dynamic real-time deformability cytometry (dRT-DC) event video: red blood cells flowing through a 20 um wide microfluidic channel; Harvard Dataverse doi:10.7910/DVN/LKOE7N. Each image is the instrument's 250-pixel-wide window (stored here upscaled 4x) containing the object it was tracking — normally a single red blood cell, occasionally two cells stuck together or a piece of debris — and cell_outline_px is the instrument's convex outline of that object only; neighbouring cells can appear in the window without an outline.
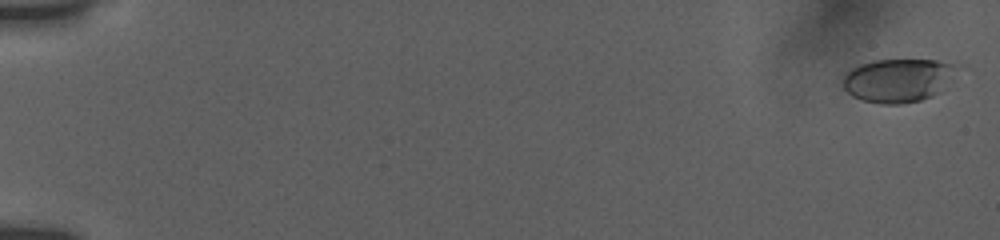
{"species": "human", "species_latin": "Homo sapiens", "temperature_condition": "room temperature", "stored_images_in_passage": 39, "camera_frame_rate_fps": 3000, "um_per_image_px": 0.085, "donor": {"sex": "female"}, "frame": {"image": 1, "passage_image": 1, "time_ms": 0.0, "image_size_px": [1000, 240], "cell_outline_px": [[956, 64], [940, 92], [932, 96], [920, 100], [900, 104], [880, 104], [864, 100], [852, 96], [844, 88], [844, 76], [852, 68], [860, 64], [872, 60], [936, 60]], "centroid_in_image_um": [76.27, 6.83], "position_along_channel_um": 8.7, "area_um2": 28.26}}
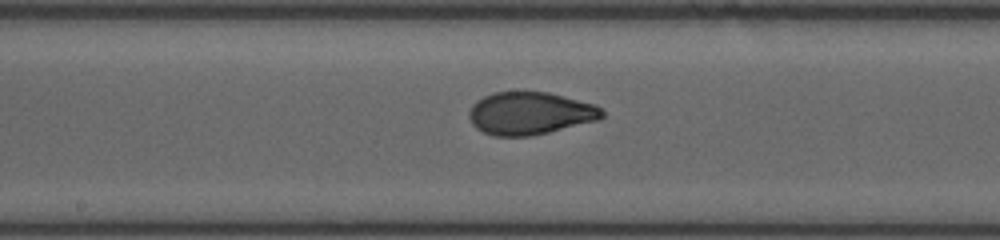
{"frame": {"image": 2, "passage_image": 22, "time_ms": 10.0, "image_size_px": [1000, 240], "cell_outline_px": [[604, 116], [600, 120], [532, 136], [492, 136], [476, 128], [472, 124], [468, 116], [468, 112], [472, 104], [476, 100], [484, 96], [496, 92], [548, 92], [596, 104], [604, 112]], "centroid_in_image_um": [45.06, 9.64], "position_along_channel_um": 203.1, "area_um2": 33.29}}
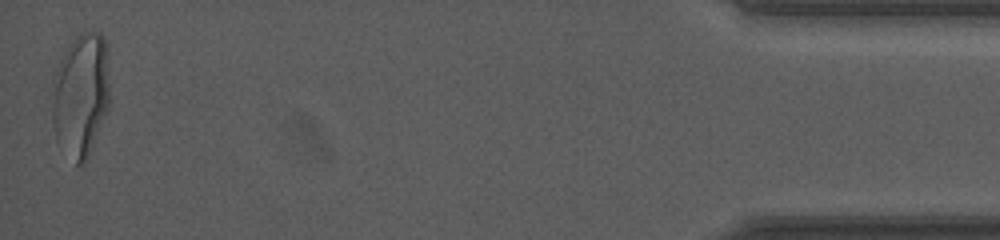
{"frame": {"image": 3, "passage_image": 39, "time_ms": 18.0, "image_size_px": [1000, 240], "cell_outline_px": [[108, 108], [88, 156], [84, 164], [76, 164], [56, 140], [52, 124], [52, 80], [60, 60], [72, 40], [80, 32], [100, 32], [104, 36], [108, 84]], "centroid_in_image_um": [6.83, 8.07], "position_along_channel_um": 428.4, "area_um2": 41.15}, "authors_computed_cell_mechanics": {"area_um2": 33.0038, "velocity_mm_per_s": 3.8142, "shape_relaxation_time_tau1_ms": 7.1054, "shape_relaxation_time_tau2_ms": 0.6578, "deformation_change_tau1": 0.2232, "deformation_change_tau2": 0.0538}}